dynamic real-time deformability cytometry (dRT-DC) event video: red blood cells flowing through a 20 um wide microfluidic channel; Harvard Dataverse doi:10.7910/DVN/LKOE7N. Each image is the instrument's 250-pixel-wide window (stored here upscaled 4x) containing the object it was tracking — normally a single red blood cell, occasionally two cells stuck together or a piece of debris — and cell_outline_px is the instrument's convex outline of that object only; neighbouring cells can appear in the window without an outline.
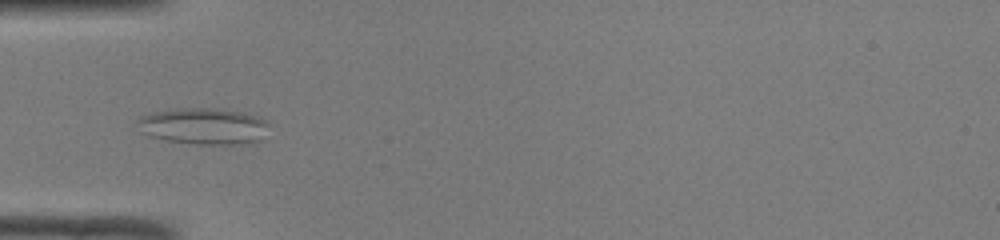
{"species": "common noctule bat (a hibernating species)", "species_latin": "Nyctalus noctula", "temperature_condition": "room temperature", "stored_images_in_passage": 5, "camera_frame_rate_fps": 3000, "um_per_image_px": 0.085, "animal": {"sex": "male", "body_mass_g": 19.0, "forearm_length_mm": 50.8}, "frame": {"image": 1, "passage_image": 2, "time_ms": 0.333, "image_size_px": [1000, 240], "cell_outline_px": [[268, 124], [260, 140], [252, 144], [196, 144], [164, 140], [148, 136], [140, 132], [136, 120], [140, 116], [152, 112], [180, 108], [212, 108], [244, 112], [256, 116], [264, 120]], "centroid_in_image_um": [17.25, 10.73], "position_along_channel_um": 67.7, "area_um2": 28.09}}